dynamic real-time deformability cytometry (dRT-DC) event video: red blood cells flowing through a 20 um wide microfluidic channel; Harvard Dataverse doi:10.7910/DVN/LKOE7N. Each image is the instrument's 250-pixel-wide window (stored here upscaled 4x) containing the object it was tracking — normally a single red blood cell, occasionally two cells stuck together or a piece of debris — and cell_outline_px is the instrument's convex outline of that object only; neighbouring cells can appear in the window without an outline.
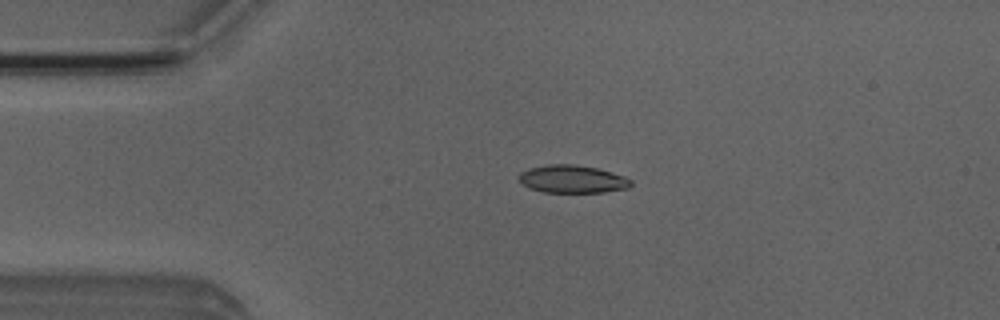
{"species": "Egyptian fruit bat (a non-hibernating species)", "species_latin": "Rousettus aegyptiacus", "temperature_condition": "room temperature", "stored_images_in_passage": 4, "camera_frame_rate_fps": 3000, "um_per_image_px": 0.085, "animal": {"sex": "male"}, "frame": {"image": 1, "passage_image": 4, "time_ms": 3.333, "image_size_px": [1000, 320], "cell_outline_px": [[632, 184], [628, 188], [604, 192], [544, 192], [528, 188], [520, 180], [520, 172], [528, 168], [548, 164], [572, 164], [596, 168], [624, 176], [632, 180]], "centroid_in_image_um": [48.65, 15.22], "position_along_channel_um": 36.3, "area_um2": 18.03}}